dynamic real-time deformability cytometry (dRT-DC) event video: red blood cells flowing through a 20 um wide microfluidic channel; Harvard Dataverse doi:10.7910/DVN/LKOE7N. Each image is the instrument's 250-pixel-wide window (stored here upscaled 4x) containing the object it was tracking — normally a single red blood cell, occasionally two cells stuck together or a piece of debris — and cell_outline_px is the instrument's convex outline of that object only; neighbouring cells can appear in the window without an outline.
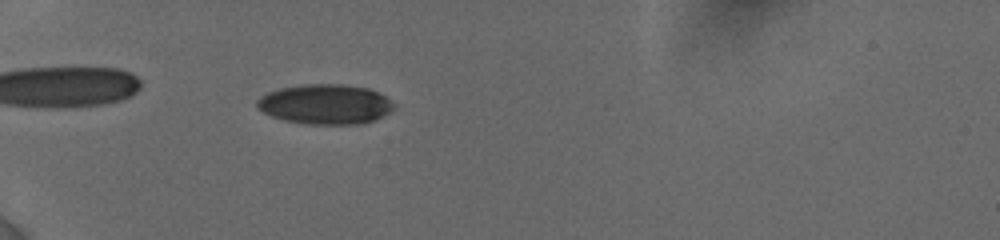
{"species": "human", "species_latin": "Homo sapiens", "temperature_condition": "cold", "stored_images_in_passage": 76, "camera_frame_rate_fps": 3000, "um_per_image_px": 0.085, "donor": {"sex": "female"}, "frame": {"image": 1, "passage_image": 30, "time_ms": 6.667, "image_size_px": [1000, 240], "cell_outline_px": [[392, 108], [388, 112], [376, 120], [364, 124], [304, 124], [284, 120], [272, 116], [256, 108], [256, 100], [260, 96], [268, 92], [280, 88], [304, 84], [344, 84], [368, 88], [384, 96], [392, 104]], "centroid_in_image_um": [27.6, 8.86], "position_along_channel_um": 57.4, "area_um2": 31.79}}
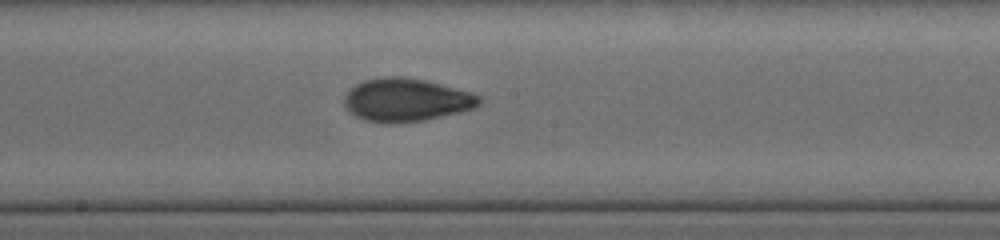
{"frame": {"image": 2, "passage_image": 54, "time_ms": 11.333, "image_size_px": [1000, 240], "cell_outline_px": [[484, 100], [476, 108], [424, 120], [396, 124], [380, 124], [364, 120], [348, 112], [344, 104], [344, 96], [356, 84], [364, 80], [380, 76], [400, 76], [424, 80], [472, 92], [480, 96]], "centroid_in_image_um": [34.52, 8.51], "position_along_channel_um": 213.7, "area_um2": 34.33}}
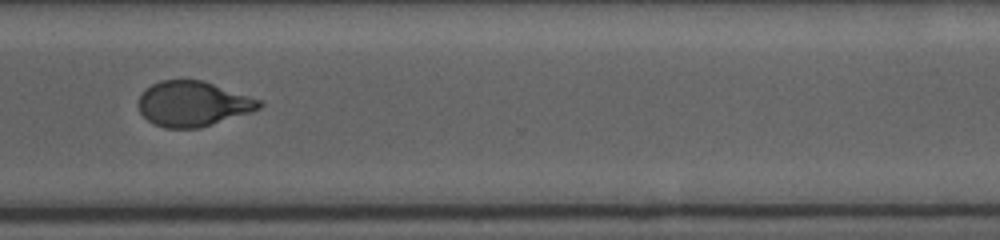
{"frame": {"image": 3, "passage_image": 75, "time_ms": 15.0, "image_size_px": [1000, 240], "cell_outline_px": [[264, 104], [260, 108], [200, 128], [164, 128], [152, 124], [140, 112], [140, 92], [144, 88], [160, 80], [204, 80], [260, 100]], "centroid_in_image_um": [16.36, 8.81], "position_along_channel_um": 354.2, "area_um2": 31.56}}